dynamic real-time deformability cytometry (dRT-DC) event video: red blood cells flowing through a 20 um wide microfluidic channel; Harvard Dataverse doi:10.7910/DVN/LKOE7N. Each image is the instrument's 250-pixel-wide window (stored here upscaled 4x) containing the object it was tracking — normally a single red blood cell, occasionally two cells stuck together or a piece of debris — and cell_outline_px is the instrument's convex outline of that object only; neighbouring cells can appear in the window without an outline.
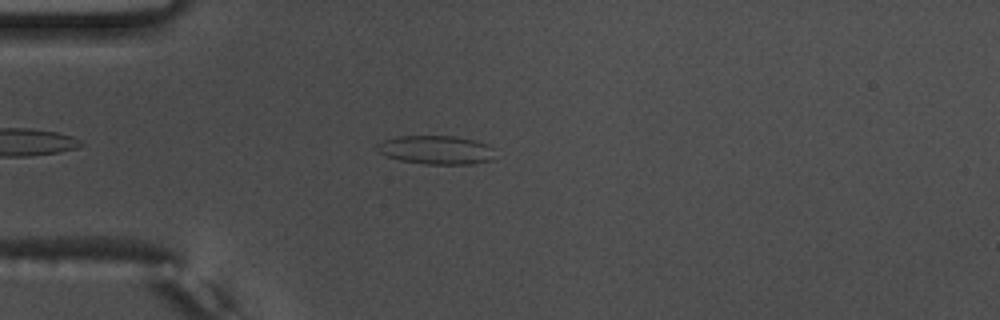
{"species": "common noctule bat (a hibernating species)", "species_latin": "Nyctalus noctula", "temperature_condition": "warm", "stored_images_in_passage": 43, "camera_frame_rate_fps": 3000, "um_per_image_px": 0.085, "animal": {"sex": "male", "body_mass_g": 17.5, "forearm_length_mm": 52.3}, "frame": {"image": 1, "passage_image": 6, "time_ms": 1.667, "image_size_px": [1000, 320], "cell_outline_px": [[492, 160], [472, 164], [424, 164], [400, 160], [376, 152], [376, 144], [384, 140], [396, 136], [452, 136], [472, 140], [488, 144], [492, 148]], "centroid_in_image_um": [37.02, 12.74], "position_along_channel_um": 48.0, "area_um2": 19.65}}
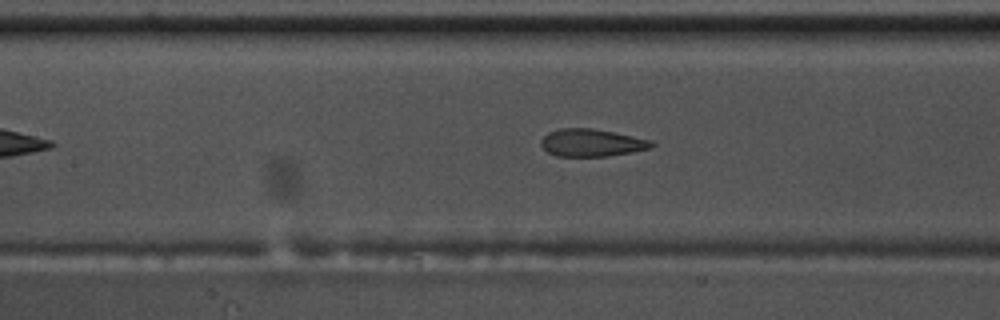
{"frame": {"image": 2, "passage_image": 16, "time_ms": 5.0, "image_size_px": [1000, 320], "cell_outline_px": [[656, 144], [652, 148], [632, 152], [608, 156], [556, 156], [548, 152], [540, 144], [540, 140], [548, 132], [560, 128], [592, 128], [632, 136], [648, 140]], "centroid_in_image_um": [50.26, 12.13], "position_along_channel_um": 157.1, "area_um2": 17.63}}
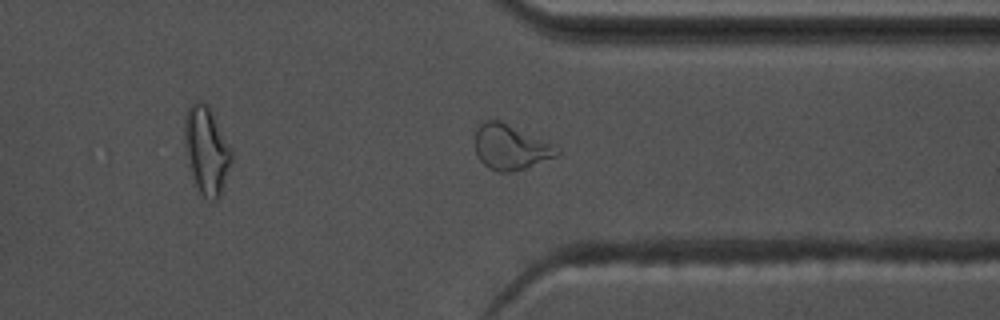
{"frame": {"image": 3, "passage_image": 33, "time_ms": 10.667, "image_size_px": [1000, 320], "cell_outline_px": [[560, 152], [556, 156], [524, 168], [512, 172], [496, 172], [488, 168], [476, 156], [476, 132], [480, 124], [484, 120], [500, 120], [552, 144]], "centroid_in_image_um": [43.35, 12.51], "position_along_channel_um": 368.1, "area_um2": 21.15}, "authors_computed_cell_mechanics": {"area_um2": 18.8428, "velocity_mm_per_s": 3.7413, "shape_relaxation_time_tau1_ms": null, "shape_relaxation_time_tau2_ms": 1.0772, "deformation_change_tau1": null, "deformation_change_tau2": 0.083}}